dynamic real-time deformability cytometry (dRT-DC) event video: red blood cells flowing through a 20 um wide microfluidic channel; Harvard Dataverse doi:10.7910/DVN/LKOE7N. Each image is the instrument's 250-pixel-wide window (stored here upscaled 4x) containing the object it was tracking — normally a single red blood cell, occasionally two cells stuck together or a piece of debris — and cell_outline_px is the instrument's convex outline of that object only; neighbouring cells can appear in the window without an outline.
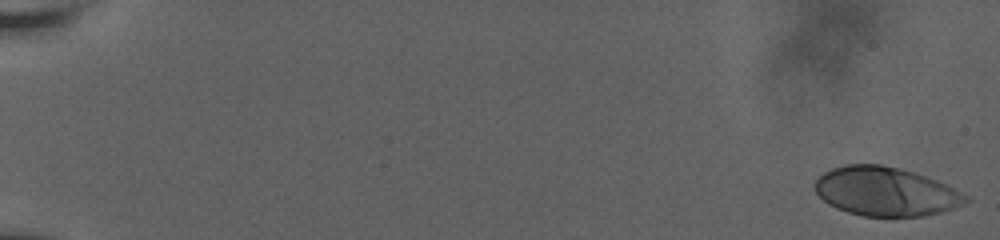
{"species": "human", "species_latin": "Homo sapiens", "temperature_condition": "room temperature", "stored_images_in_passage": 59, "camera_frame_rate_fps": 3000, "um_per_image_px": 0.085, "donor": {"sex": "male"}, "frame": {"image": 1, "passage_image": 1, "time_ms": 0.0, "image_size_px": [1000, 240], "cell_outline_px": [[972, 200], [964, 204], [940, 212], [924, 216], [864, 216], [848, 212], [836, 208], [828, 204], [816, 192], [812, 184], [824, 172], [832, 168], [848, 164], [880, 164], [900, 168], [936, 180], [968, 196]], "centroid_in_image_um": [75.25, 16.28], "position_along_channel_um": 9.7, "area_um2": 42.77}}
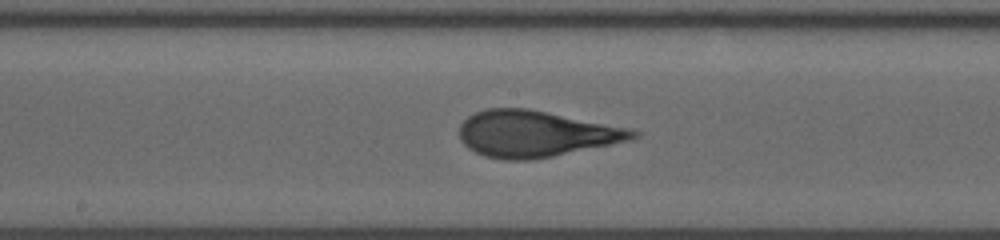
{"frame": {"image": 2, "passage_image": 34, "time_ms": 11.0, "image_size_px": [1000, 240], "cell_outline_px": [[640, 136], [628, 140], [552, 156], [528, 160], [504, 160], [484, 156], [468, 148], [460, 140], [460, 124], [468, 116], [476, 112], [488, 108], [528, 108], [628, 128], [640, 132]], "centroid_in_image_um": [45.47, 11.37], "position_along_channel_um": 202.7, "area_um2": 46.3}}
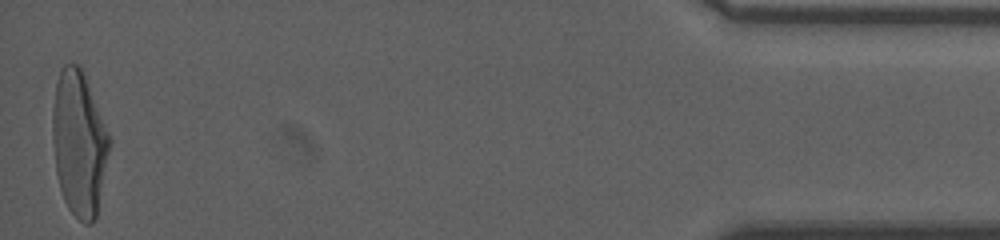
{"frame": {"image": 3, "passage_image": 59, "time_ms": 19.333, "image_size_px": [1000, 240], "cell_outline_px": [[112, 144], [96, 216], [92, 224], [84, 224], [68, 208], [64, 200], [60, 188], [56, 172], [52, 140], [52, 108], [56, 84], [60, 68], [64, 64], [80, 64], [112, 140]], "centroid_in_image_um": [6.73, 12.17], "position_along_channel_um": 428.5, "area_um2": 48.44}, "authors_computed_cell_mechanics": {"area_um2": 45.662, "velocity_mm_per_s": 3.6671, "shape_relaxation_time_tau1_ms": 4.8919, "shape_relaxation_time_tau2_ms": null, "deformation_change_tau1": 0.2122, "deformation_change_tau2": null}}